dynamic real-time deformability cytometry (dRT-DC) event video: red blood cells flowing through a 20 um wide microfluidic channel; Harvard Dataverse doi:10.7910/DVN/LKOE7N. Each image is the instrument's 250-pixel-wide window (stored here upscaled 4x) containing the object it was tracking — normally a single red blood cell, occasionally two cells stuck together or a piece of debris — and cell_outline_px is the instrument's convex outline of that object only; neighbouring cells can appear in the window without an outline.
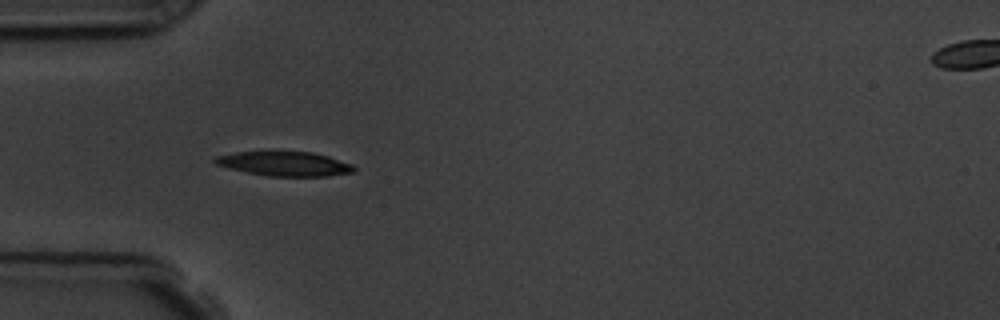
{"species": "common noctule bat (a hibernating species)", "species_latin": "Nyctalus noctula", "temperature_condition": "room temperature", "stored_images_in_passage": 5, "camera_frame_rate_fps": 3000, "um_per_image_px": 0.085, "animal": {"sex": "male", "body_mass_g": 19.5, "forearm_length_mm": 54.6}, "frame": {"image": 1, "passage_image": 4, "time_ms": 4.333, "image_size_px": [1000, 320], "cell_outline_px": [[356, 172], [328, 176], [268, 176], [228, 168], [216, 164], [212, 160], [216, 156], [236, 152], [312, 152], [328, 156], [352, 164], [356, 168]], "centroid_in_image_um": [24.22, 13.93], "position_along_channel_um": 60.8, "area_um2": 19.65}}